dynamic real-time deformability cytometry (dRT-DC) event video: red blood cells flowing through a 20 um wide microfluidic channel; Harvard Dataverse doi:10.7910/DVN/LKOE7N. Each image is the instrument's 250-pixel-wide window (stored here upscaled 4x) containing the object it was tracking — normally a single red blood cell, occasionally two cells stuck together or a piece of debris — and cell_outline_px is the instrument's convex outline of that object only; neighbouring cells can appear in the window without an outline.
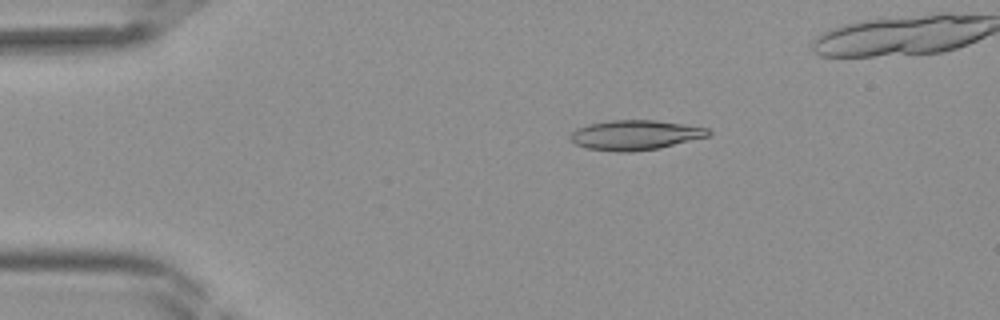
{"species": "Egyptian fruit bat (a non-hibernating species)", "species_latin": "Rousettus aegyptiacus", "temperature_condition": "room temperature", "stored_images_in_passage": 37, "camera_frame_rate_fps": 3000, "um_per_image_px": 0.085, "frame": {"image": 1, "passage_image": 6, "time_ms": 1.667, "image_size_px": [1000, 320], "cell_outline_px": [[712, 132], [708, 136], [660, 148], [632, 152], [616, 152], [588, 148], [576, 144], [568, 136], [576, 128], [588, 124], [612, 120], [656, 120], [684, 124], [708, 128]], "centroid_in_image_um": [53.99, 11.48], "position_along_channel_um": 31.0, "area_um2": 23.99}}
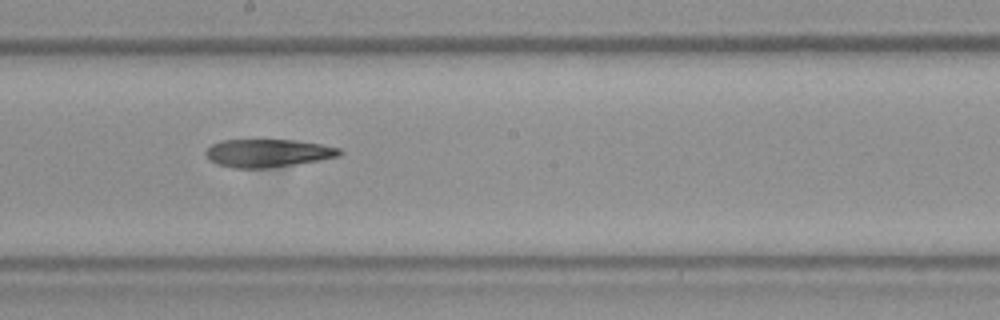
{"frame": {"image": 2, "passage_image": 21, "time_ms": 6.667, "image_size_px": [1000, 320], "cell_outline_px": [[344, 152], [340, 156], [320, 160], [296, 164], [268, 168], [232, 168], [216, 164], [208, 160], [204, 152], [212, 144], [220, 140], [296, 140], [320, 144], [340, 148]], "centroid_in_image_um": [22.76, 13.02], "position_along_channel_um": 225.4, "area_um2": 22.02}}
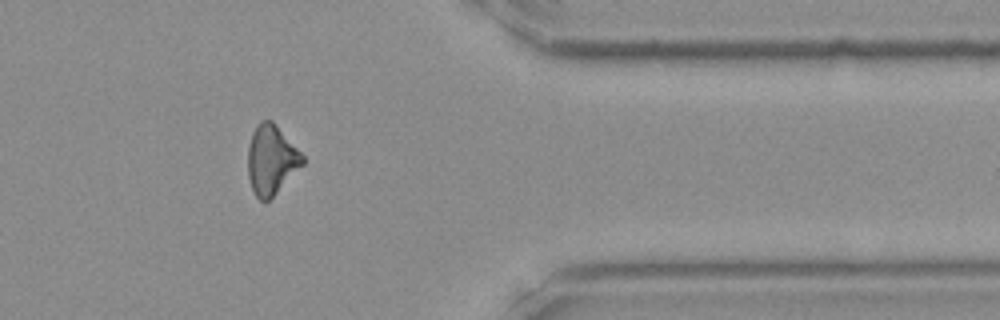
{"frame": {"image": 3, "passage_image": 32, "time_ms": 10.333, "image_size_px": [1000, 320], "cell_outline_px": [[304, 164], [268, 200], [260, 200], [256, 196], [252, 188], [248, 176], [248, 144], [252, 132], [256, 124], [260, 120], [272, 120], [304, 156]], "centroid_in_image_um": [23.04, 13.54], "position_along_channel_um": 388.4, "area_um2": 21.91}}